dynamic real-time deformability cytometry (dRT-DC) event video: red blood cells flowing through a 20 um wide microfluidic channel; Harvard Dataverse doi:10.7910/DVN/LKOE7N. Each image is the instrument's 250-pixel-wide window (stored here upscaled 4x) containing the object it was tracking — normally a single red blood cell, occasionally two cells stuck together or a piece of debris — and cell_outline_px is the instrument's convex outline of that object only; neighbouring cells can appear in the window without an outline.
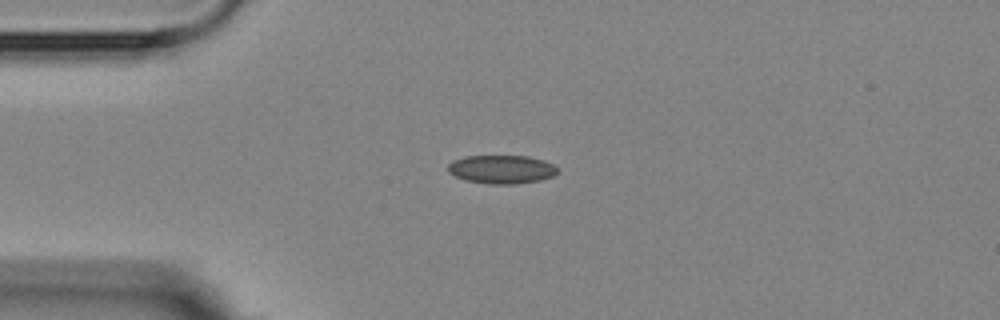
{"species": "Egyptian fruit bat (a non-hibernating species)", "species_latin": "Rousettus aegyptiacus", "temperature_condition": "room temperature", "stored_images_in_passage": 3, "camera_frame_rate_fps": 3000, "um_per_image_px": 0.085, "animal": {"sex": "female"}, "frame": {"image": 1, "passage_image": 1, "time_ms": 0.0, "image_size_px": [1000, 320], "cell_outline_px": [[560, 172], [552, 176], [540, 180], [516, 184], [488, 184], [464, 180], [448, 172], [448, 164], [452, 160], [464, 156], [528, 156], [544, 160], [560, 168]], "centroid_in_image_um": [42.65, 14.39], "position_along_channel_um": 42.4, "area_um2": 18.44}}